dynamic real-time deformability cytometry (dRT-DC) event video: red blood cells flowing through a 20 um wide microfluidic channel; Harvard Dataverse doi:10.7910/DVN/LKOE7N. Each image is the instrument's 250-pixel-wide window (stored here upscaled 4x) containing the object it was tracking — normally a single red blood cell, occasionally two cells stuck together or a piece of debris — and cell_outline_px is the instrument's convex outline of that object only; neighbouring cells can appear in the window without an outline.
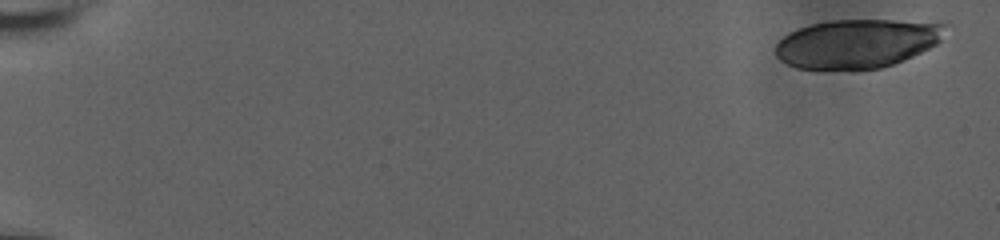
{"species": "human", "species_latin": "Homo sapiens", "temperature_condition": "room temperature", "stored_images_in_passage": 23, "camera_frame_rate_fps": 3000, "um_per_image_px": 0.085, "donor": {"sex": "male"}, "frame": {"image": 1, "passage_image": 1, "time_ms": 0.0, "image_size_px": [1000, 240], "cell_outline_px": [[948, 24], [940, 40], [936, 44], [904, 60], [880, 68], [856, 72], [796, 68], [780, 60], [776, 56], [776, 44], [788, 32], [812, 24], [832, 20], [948, 20]], "centroid_in_image_um": [72.91, 3.71], "position_along_channel_um": 12.1, "area_um2": 49.65}}
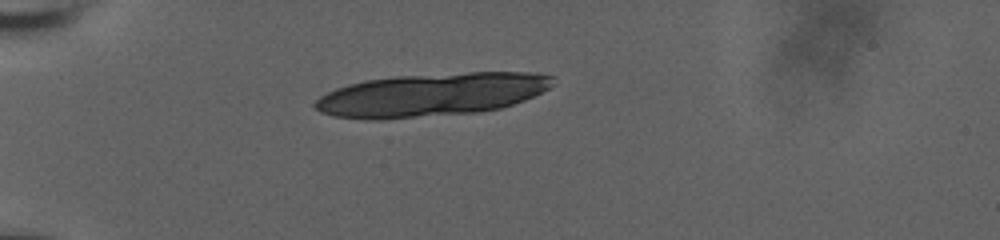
{"frame": {"image": 2, "passage_image": 17, "time_ms": 5.333, "image_size_px": [1000, 240], "cell_outline_px": [[556, 84], [524, 100], [500, 108], [480, 112], [380, 120], [368, 120], [332, 116], [320, 112], [312, 104], [320, 96], [336, 88], [348, 84], [364, 80], [392, 76], [468, 72], [536, 72], [556, 76]], "centroid_in_image_um": [36.67, 8.04], "position_along_channel_um": 48.3, "area_um2": 60.4}}